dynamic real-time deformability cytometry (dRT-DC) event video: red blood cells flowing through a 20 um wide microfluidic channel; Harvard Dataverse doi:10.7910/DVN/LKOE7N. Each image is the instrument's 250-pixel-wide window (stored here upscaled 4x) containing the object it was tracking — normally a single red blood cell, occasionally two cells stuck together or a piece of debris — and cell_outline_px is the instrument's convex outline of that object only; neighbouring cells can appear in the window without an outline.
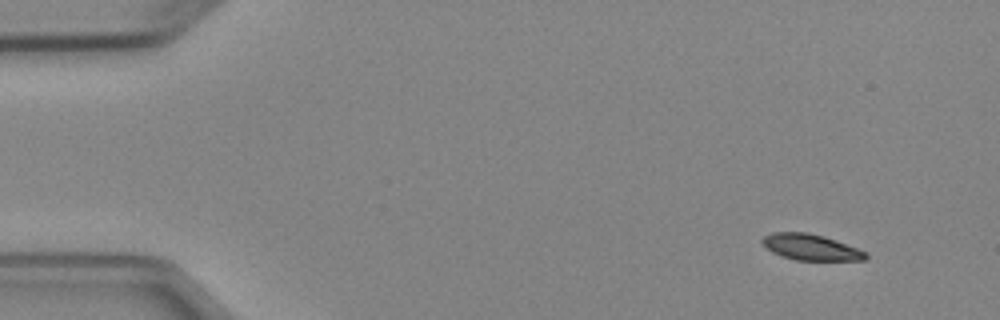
{"species": "Egyptian fruit bat (a non-hibernating species)", "species_latin": "Rousettus aegyptiacus", "temperature_condition": "cold", "stored_images_in_passage": 4, "camera_frame_rate_fps": 3000, "um_per_image_px": 0.085, "animal": {"sex": "female"}, "frame": {"image": 1, "passage_image": 1, "time_ms": 0.0, "image_size_px": [1000, 320], "cell_outline_px": [[868, 256], [864, 260], [796, 260], [772, 252], [760, 240], [764, 236], [772, 232], [808, 232], [824, 236], [836, 240], [868, 252]], "centroid_in_image_um": [68.94, 21.0], "position_along_channel_um": 16.1, "area_um2": 15.61}}
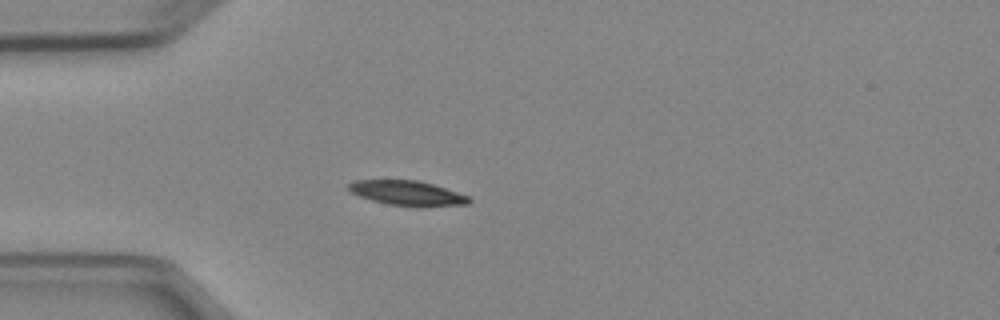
{"frame": {"image": 2, "passage_image": 4, "time_ms": 3.333, "image_size_px": [1000, 320], "cell_outline_px": [[472, 200], [468, 204], [424, 208], [416, 208], [388, 204], [372, 200], [360, 196], [352, 192], [348, 188], [348, 184], [352, 180], [416, 180], [432, 184], [472, 196]], "centroid_in_image_um": [34.7, 16.44], "position_along_channel_um": 50.3, "area_um2": 17.8}}